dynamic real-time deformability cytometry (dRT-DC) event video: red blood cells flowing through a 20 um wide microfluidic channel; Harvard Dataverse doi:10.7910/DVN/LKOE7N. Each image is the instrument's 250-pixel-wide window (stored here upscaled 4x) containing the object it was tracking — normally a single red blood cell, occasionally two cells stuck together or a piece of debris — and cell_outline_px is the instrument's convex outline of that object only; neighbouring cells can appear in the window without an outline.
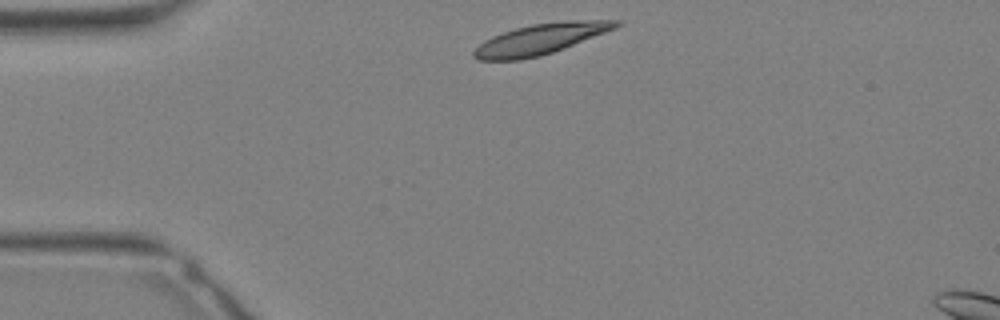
{"species": "Egyptian fruit bat (a non-hibernating species)", "species_latin": "Rousettus aegyptiacus", "temperature_condition": "warm", "stored_images_in_passage": 26, "camera_frame_rate_fps": 3000, "um_per_image_px": 0.085, "animal": {"sex": "female"}, "frame": {"image": 1, "passage_image": 1, "time_ms": 0.0, "image_size_px": [1000, 320], "cell_outline_px": [[624, 24], [616, 28], [564, 48], [540, 56], [520, 60], [476, 60], [472, 56], [472, 52], [484, 40], [492, 36], [516, 28], [532, 24], [564, 20], [620, 20]], "centroid_in_image_um": [45.94, 3.31], "position_along_channel_um": 39.1, "area_um2": 25.37}}
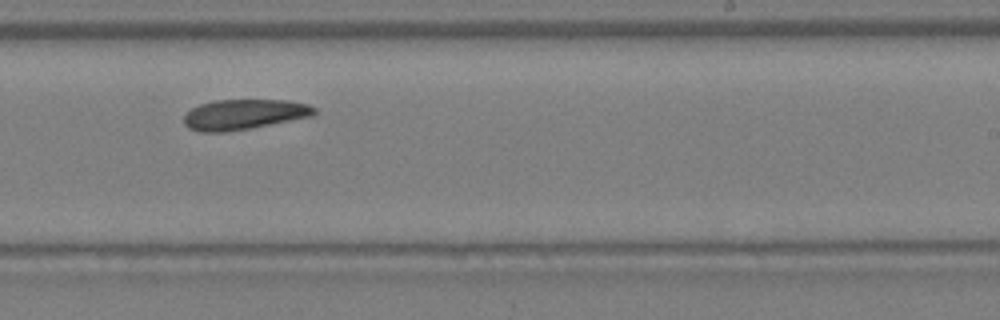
{"frame": {"image": 2, "passage_image": 14, "time_ms": 4.333, "image_size_px": [1000, 320], "cell_outline_px": [[316, 112], [312, 116], [228, 132], [200, 132], [188, 128], [184, 124], [184, 116], [192, 108], [200, 104], [212, 100], [288, 100], [308, 104], [316, 108]], "centroid_in_image_um": [20.72, 9.72], "position_along_channel_um": 268.3, "area_um2": 22.95}}
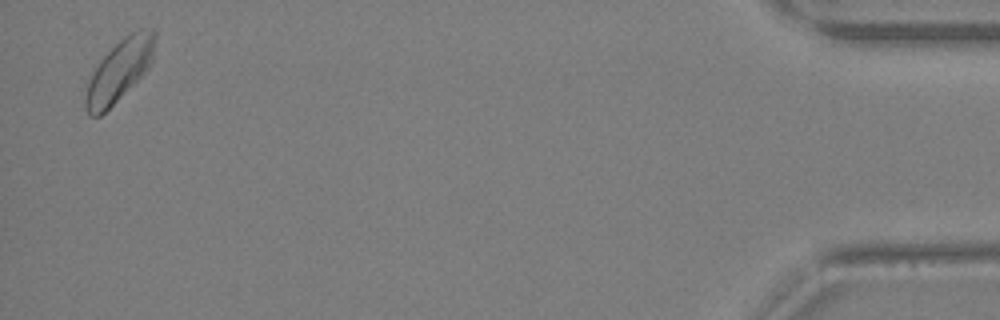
{"frame": {"image": 3, "passage_image": 26, "time_ms": 8.333, "image_size_px": [1000, 320], "cell_outline_px": [[156, 36], [152, 60], [148, 68], [100, 116], [92, 116], [84, 108], [84, 100], [88, 80], [92, 72], [100, 60], [124, 36], [140, 28], [152, 28], [156, 32]], "centroid_in_image_um": [10.14, 5.95], "position_along_channel_um": 425.1, "area_um2": 24.39}}